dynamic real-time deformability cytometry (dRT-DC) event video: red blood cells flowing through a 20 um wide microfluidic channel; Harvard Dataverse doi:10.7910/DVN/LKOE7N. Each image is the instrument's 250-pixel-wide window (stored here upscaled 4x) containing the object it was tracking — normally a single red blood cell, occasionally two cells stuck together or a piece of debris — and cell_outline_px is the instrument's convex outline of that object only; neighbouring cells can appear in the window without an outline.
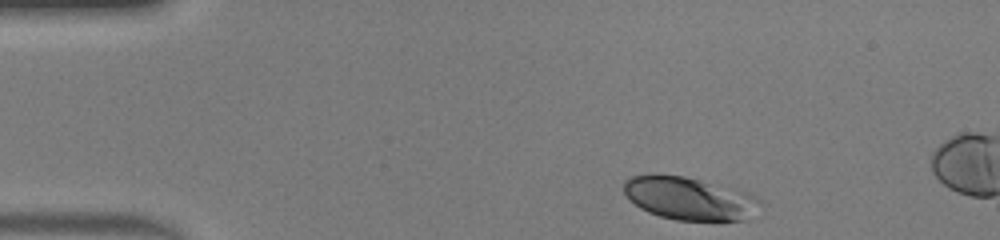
{"species": "human", "species_latin": "Homo sapiens", "temperature_condition": "warm", "stored_images_in_passage": 8, "camera_frame_rate_fps": 3000, "um_per_image_px": 0.085, "donor": {"sex": "male"}, "frame": {"image": 1, "passage_image": 1, "time_ms": 0.0, "image_size_px": [1000, 240], "cell_outline_px": [[764, 204], [748, 220], [720, 224], [676, 220], [660, 216], [648, 212], [640, 208], [624, 192], [624, 180], [632, 176], [656, 172], [684, 176], [748, 192], [760, 200]], "centroid_in_image_um": [58.67, 16.91], "position_along_channel_um": 26.3, "area_um2": 35.43}}